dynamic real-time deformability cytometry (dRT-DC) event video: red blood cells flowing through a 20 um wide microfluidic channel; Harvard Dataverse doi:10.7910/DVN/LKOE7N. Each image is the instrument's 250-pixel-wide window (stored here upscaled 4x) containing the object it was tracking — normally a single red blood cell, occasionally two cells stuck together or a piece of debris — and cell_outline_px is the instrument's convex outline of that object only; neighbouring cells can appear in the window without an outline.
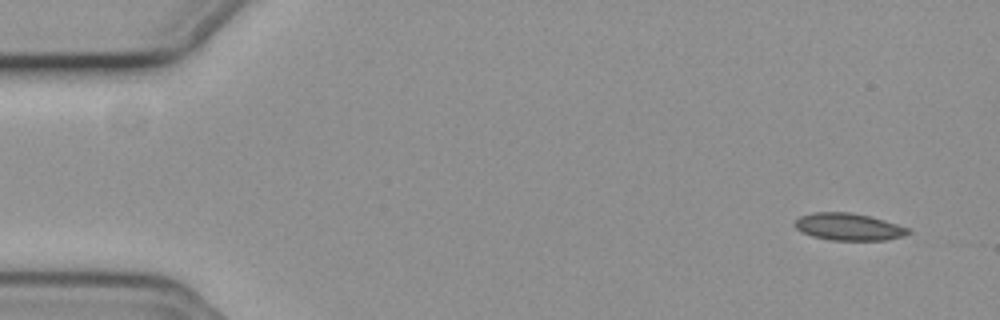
{"species": "common noctule bat (a hibernating species)", "species_latin": "Nyctalus noctula", "temperature_condition": "cold", "stored_images_in_passage": 54, "camera_frame_rate_fps": 3000, "um_per_image_px": 0.085, "animal": {"sex": "female", "body_mass_g": 19.3, "forearm_length_mm": 54.1}, "frame": {"image": 1, "passage_image": 1, "time_ms": 0.0, "image_size_px": [1000, 320], "cell_outline_px": [[912, 232], [904, 236], [884, 240], [832, 240], [812, 236], [800, 232], [792, 224], [800, 216], [816, 212], [848, 212], [868, 216], [896, 224], [908, 228]], "centroid_in_image_um": [72.09, 19.28], "position_along_channel_um": 12.9, "area_um2": 17.8}}
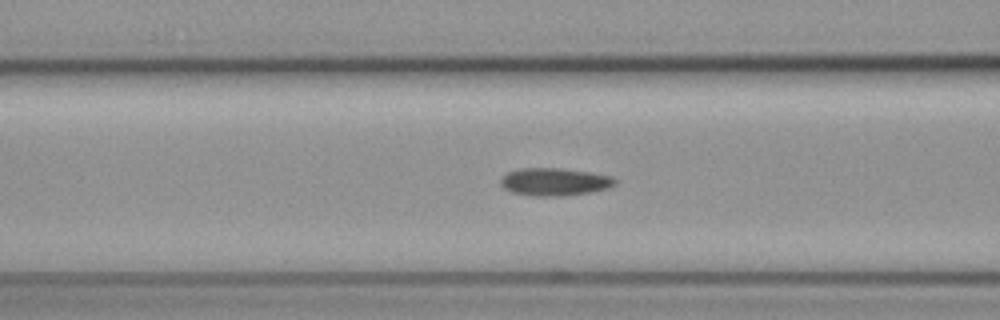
{"frame": {"image": 2, "passage_image": 20, "time_ms": 6.333, "image_size_px": [1000, 320], "cell_outline_px": [[616, 184], [608, 188], [588, 192], [560, 196], [532, 196], [512, 192], [504, 188], [500, 184], [500, 176], [508, 172], [520, 168], [560, 168], [592, 172], [612, 176], [616, 180]], "centroid_in_image_um": [47.11, 15.44], "position_along_channel_um": 119.5, "area_um2": 18.55}}
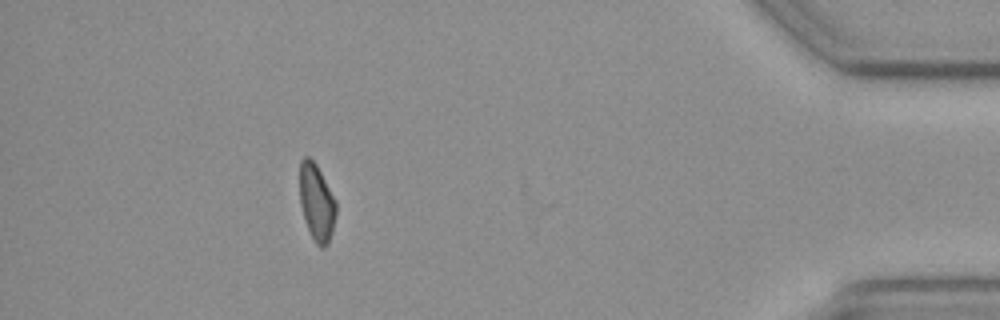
{"frame": {"image": 3, "passage_image": 48, "time_ms": 15.667, "image_size_px": [1000, 320], "cell_outline_px": [[336, 216], [332, 232], [328, 244], [324, 248], [320, 248], [316, 244], [308, 228], [300, 204], [300, 160], [304, 156], [308, 156], [316, 164], [336, 200]], "centroid_in_image_um": [26.92, 17.21], "position_along_channel_um": 408.3, "area_um2": 16.24}, "authors_computed_cell_mechanics": {"area_um2": 17.9469, "velocity_mm_per_s": 3.7214, "shape_relaxation_time_tau1_ms": 10.5963, "shape_relaxation_time_tau2_ms": null, "deformation_change_tau1": 0.1127, "deformation_change_tau2": null}}